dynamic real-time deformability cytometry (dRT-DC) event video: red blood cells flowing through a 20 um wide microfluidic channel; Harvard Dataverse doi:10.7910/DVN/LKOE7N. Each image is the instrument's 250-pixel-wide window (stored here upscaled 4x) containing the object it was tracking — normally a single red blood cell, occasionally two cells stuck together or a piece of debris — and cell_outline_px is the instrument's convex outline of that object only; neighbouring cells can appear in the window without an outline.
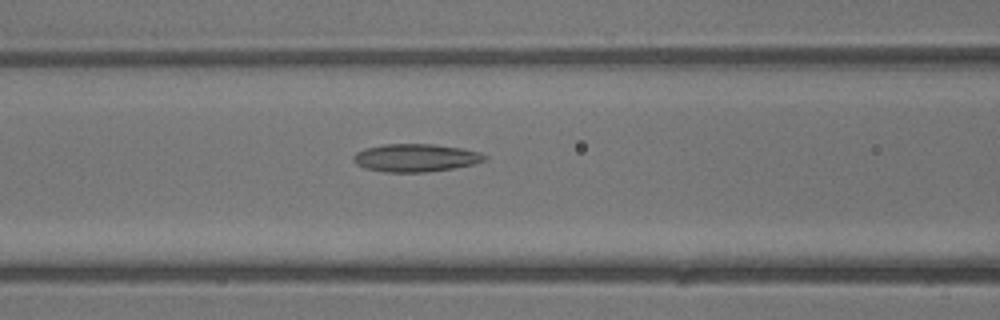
{"species": "common noctule bat (a hibernating species)", "species_latin": "Nyctalus noctula", "temperature_condition": "warm", "stored_images_in_passage": 36, "camera_frame_rate_fps": 3000, "um_per_image_px": 0.085, "animal": {"sex": "male", "body_mass_g": 13.3}, "frame": {"image": 1, "passage_image": 14, "time_ms": 4.333, "image_size_px": [1000, 320], "cell_outline_px": [[488, 160], [476, 164], [428, 172], [384, 172], [364, 168], [356, 164], [352, 160], [352, 156], [356, 152], [364, 148], [384, 144], [432, 144], [460, 148], [480, 152], [488, 156]], "centroid_in_image_um": [35.33, 13.42], "position_along_channel_um": 131.3, "area_um2": 21.56}}
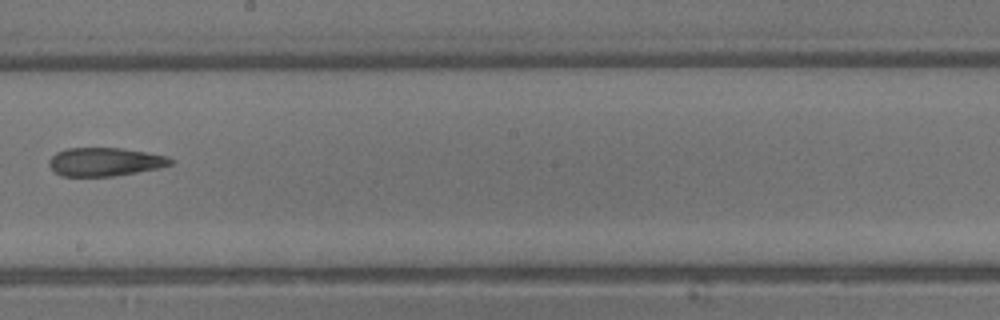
{"frame": {"image": 2, "passage_image": 20, "time_ms": 6.333, "image_size_px": [1000, 320], "cell_outline_px": [[176, 160], [172, 164], [160, 168], [112, 176], [60, 176], [48, 164], [48, 160], [56, 152], [68, 148], [124, 148], [168, 156]], "centroid_in_image_um": [8.95, 13.75], "position_along_channel_um": 239.3, "area_um2": 20.23}}
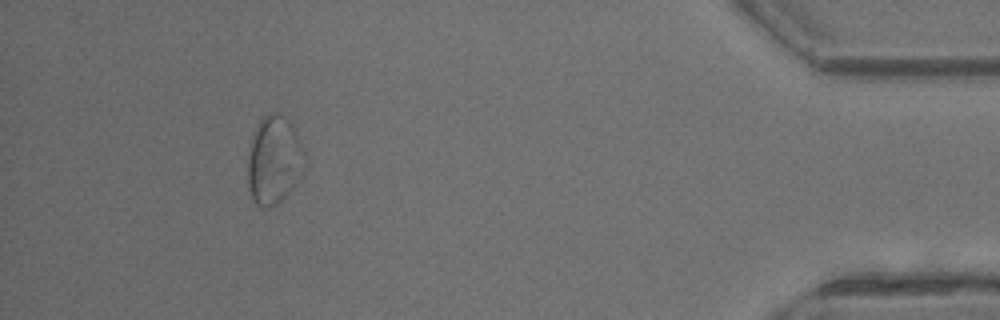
{"frame": {"image": 3, "passage_image": 33, "time_ms": 10.667, "image_size_px": [1000, 320], "cell_outline_px": [[308, 164], [300, 180], [276, 204], [268, 208], [260, 208], [252, 200], [248, 188], [248, 160], [252, 140], [260, 120], [264, 116], [272, 112], [276, 112], [292, 124], [296, 128], [308, 156]], "centroid_in_image_um": [23.37, 13.64], "position_along_channel_um": 411.8, "area_um2": 29.88}}